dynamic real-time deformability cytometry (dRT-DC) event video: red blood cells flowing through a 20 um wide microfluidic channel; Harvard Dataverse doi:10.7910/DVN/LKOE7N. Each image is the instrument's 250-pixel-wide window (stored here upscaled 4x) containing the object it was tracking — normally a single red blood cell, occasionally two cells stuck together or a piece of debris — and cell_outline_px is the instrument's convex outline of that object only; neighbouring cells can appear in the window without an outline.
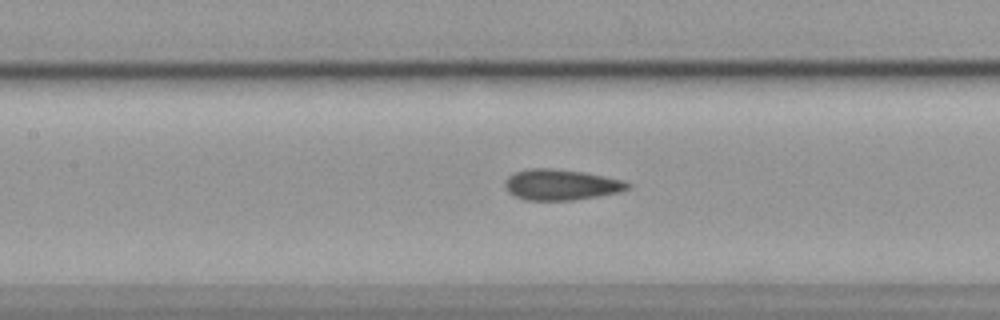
{"species": "common noctule bat (a hibernating species)", "species_latin": "Nyctalus noctula", "temperature_condition": "cold", "stored_images_in_passage": 37, "camera_frame_rate_fps": 3000, "um_per_image_px": 0.085, "animal": {"sex": "female", "body_mass_g": 19.9}, "frame": {"image": 1, "passage_image": 17, "time_ms": 5.333, "image_size_px": [1000, 320], "cell_outline_px": [[632, 184], [628, 188], [620, 192], [572, 200], [524, 200], [508, 192], [504, 184], [504, 180], [508, 176], [516, 172], [528, 168], [552, 168], [584, 172], [624, 180]], "centroid_in_image_um": [47.67, 15.69], "position_along_channel_um": 159.7, "area_um2": 22.02}}
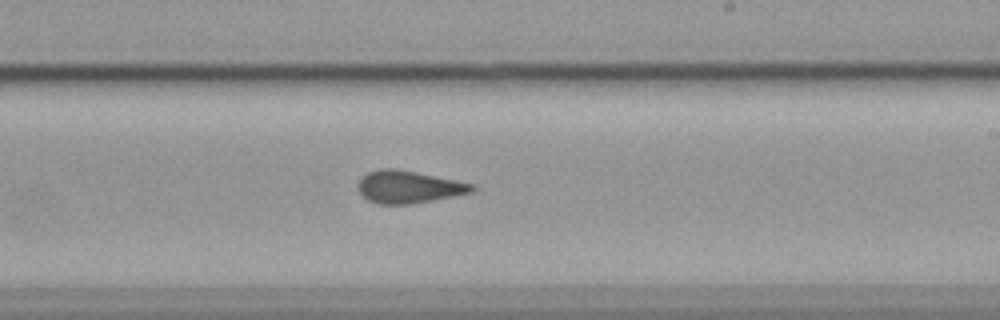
{"frame": {"image": 2, "passage_image": 25, "time_ms": 8.0, "image_size_px": [1000, 320], "cell_outline_px": [[476, 188], [472, 192], [412, 204], [380, 204], [368, 200], [356, 188], [356, 184], [368, 172], [380, 168], [396, 168], [476, 184]], "centroid_in_image_um": [34.73, 15.88], "position_along_channel_um": 254.3, "area_um2": 21.5}}
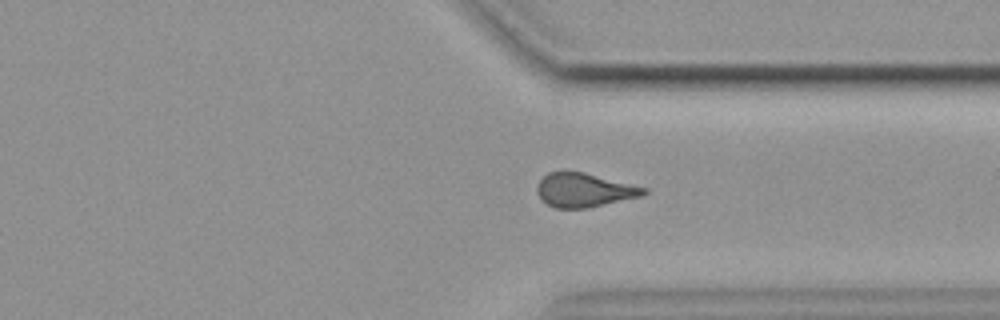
{"frame": {"image": 3, "passage_image": 34, "time_ms": 11.0, "image_size_px": [1000, 320], "cell_outline_px": [[648, 192], [640, 196], [588, 208], [556, 208], [548, 204], [536, 192], [536, 184], [548, 172], [564, 168], [584, 172], [648, 188]], "centroid_in_image_um": [49.62, 16.11], "position_along_channel_um": 361.8, "area_um2": 21.39}}